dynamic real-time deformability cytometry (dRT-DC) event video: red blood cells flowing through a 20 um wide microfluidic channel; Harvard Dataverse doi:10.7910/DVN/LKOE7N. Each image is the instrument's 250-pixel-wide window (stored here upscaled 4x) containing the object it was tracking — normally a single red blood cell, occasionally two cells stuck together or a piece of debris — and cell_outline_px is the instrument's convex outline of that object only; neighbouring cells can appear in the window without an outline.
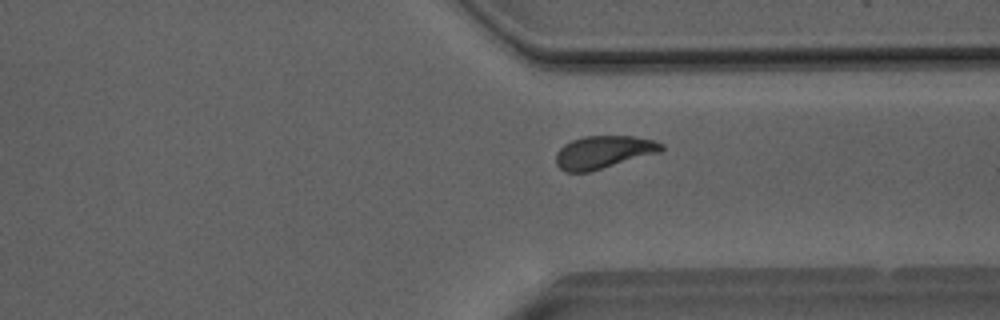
{"species": "Egyptian fruit bat (a non-hibernating species)", "species_latin": "Rousettus aegyptiacus", "temperature_condition": "room temperature", "stored_images_in_passage": 44, "camera_frame_rate_fps": 3000, "um_per_image_px": 0.085, "animal": {"sex": "male"}, "frame": {"image": 1, "passage_image": 32, "time_ms": 10.333, "image_size_px": [1000, 320], "cell_outline_px": [[664, 148], [660, 152], [588, 172], [564, 172], [556, 164], [556, 152], [564, 144], [572, 140], [584, 136], [632, 136], [652, 140], [664, 144]], "centroid_in_image_um": [51.27, 12.93], "position_along_channel_um": 360.1, "area_um2": 20.0}}
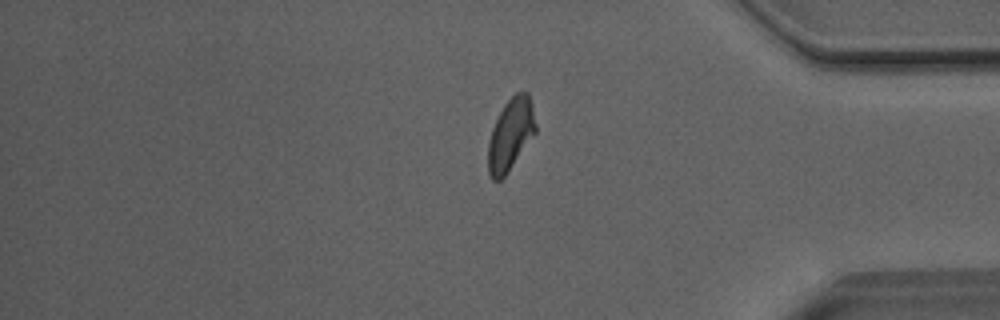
{"frame": {"image": 2, "passage_image": 36, "time_ms": 11.667, "image_size_px": [1000, 320], "cell_outline_px": [[536, 132], [508, 172], [500, 180], [492, 180], [488, 172], [488, 144], [492, 128], [504, 104], [516, 92], [528, 92], [532, 104], [536, 124]], "centroid_in_image_um": [43.4, 11.43], "position_along_channel_um": 391.8, "area_um2": 19.83}}
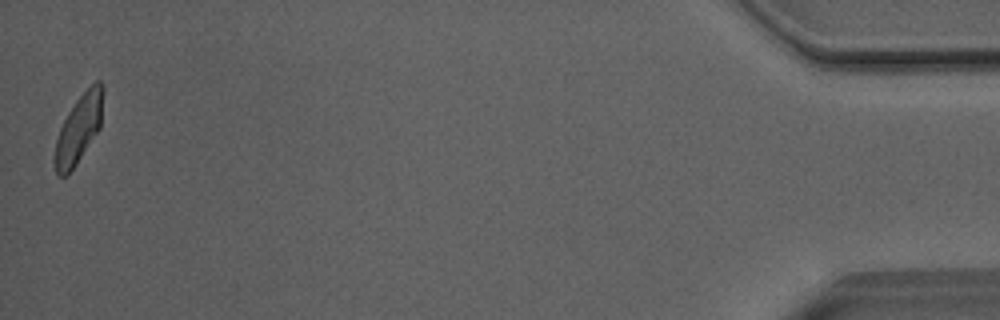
{"frame": {"image": 3, "passage_image": 44, "time_ms": 14.333, "image_size_px": [1000, 320], "cell_outline_px": [[104, 88], [100, 128], [76, 164], [64, 176], [56, 176], [52, 160], [56, 140], [60, 128], [68, 112], [76, 100], [96, 80], [100, 80], [104, 84]], "centroid_in_image_um": [6.68, 10.95], "position_along_channel_um": 428.5, "area_um2": 19.25}, "authors_computed_cell_mechanics": {"area_um2": 20.3167, "velocity_mm_per_s": 4.0348, "shape_relaxation_time_tau1_ms": 3.9136, "shape_relaxation_time_tau2_ms": 1.7383, "deformation_change_tau1": 0.1415, "deformation_change_tau2": 0.0841}}